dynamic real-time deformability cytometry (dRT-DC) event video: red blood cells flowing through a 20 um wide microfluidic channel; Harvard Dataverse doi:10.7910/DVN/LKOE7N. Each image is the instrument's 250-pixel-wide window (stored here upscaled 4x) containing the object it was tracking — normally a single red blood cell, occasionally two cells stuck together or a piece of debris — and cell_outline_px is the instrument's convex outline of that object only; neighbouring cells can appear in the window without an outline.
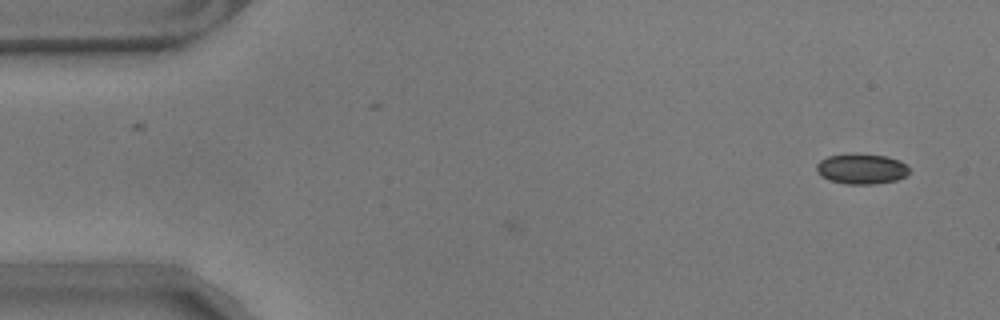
{"species": "common noctule bat (a hibernating species)", "species_latin": "Nyctalus noctula", "temperature_condition": "warm", "stored_images_in_passage": 8, "camera_frame_rate_fps": 3000, "um_per_image_px": 0.085, "animal": {"sex": "male", "body_mass_g": 17.9}, "frame": {"image": 1, "passage_image": 8, "time_ms": 2.333, "image_size_px": [1000, 320], "cell_outline_px": [[908, 172], [904, 176], [896, 180], [876, 184], [844, 184], [828, 180], [820, 176], [816, 172], [816, 164], [820, 160], [828, 156], [852, 152], [888, 156], [900, 160], [908, 164]], "centroid_in_image_um": [73.2, 14.33], "position_along_channel_um": 11.8, "area_um2": 16.88}}